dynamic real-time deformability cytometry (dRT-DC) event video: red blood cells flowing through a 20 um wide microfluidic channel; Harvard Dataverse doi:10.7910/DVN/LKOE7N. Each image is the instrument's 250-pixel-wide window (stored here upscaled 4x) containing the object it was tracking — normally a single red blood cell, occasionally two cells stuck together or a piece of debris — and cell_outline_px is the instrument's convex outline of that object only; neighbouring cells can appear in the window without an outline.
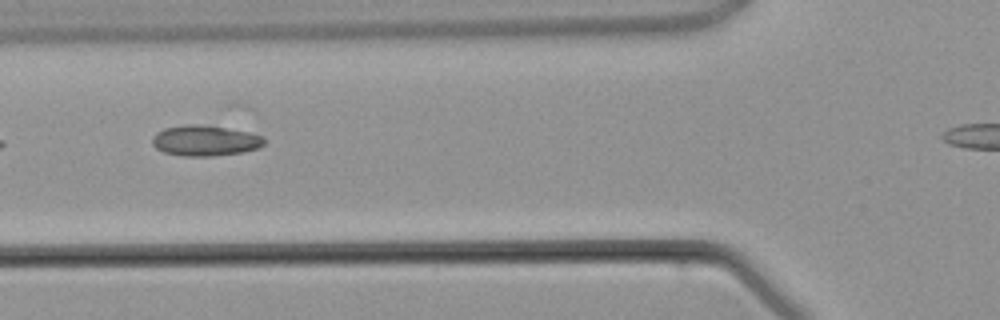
{"species": "common noctule bat (a hibernating species)", "species_latin": "Nyctalus noctula", "temperature_condition": "warm", "stored_images_in_passage": 4, "camera_frame_rate_fps": 3000, "um_per_image_px": 0.085, "animal": {"sex": "male", "body_mass_g": 21.5, "forearm_length_mm": 52.0}, "frame": {"image": 1, "passage_image": 4, "time_ms": 4.667, "image_size_px": [1000, 320], "cell_outline_px": [[264, 144], [260, 148], [240, 152], [212, 156], [184, 156], [164, 152], [156, 148], [152, 144], [152, 136], [156, 132], [164, 128], [184, 124], [196, 124], [224, 128], [248, 132], [260, 136], [264, 140]], "centroid_in_image_um": [17.37, 11.95], "position_along_channel_um": 108.4, "area_um2": 19.77}}